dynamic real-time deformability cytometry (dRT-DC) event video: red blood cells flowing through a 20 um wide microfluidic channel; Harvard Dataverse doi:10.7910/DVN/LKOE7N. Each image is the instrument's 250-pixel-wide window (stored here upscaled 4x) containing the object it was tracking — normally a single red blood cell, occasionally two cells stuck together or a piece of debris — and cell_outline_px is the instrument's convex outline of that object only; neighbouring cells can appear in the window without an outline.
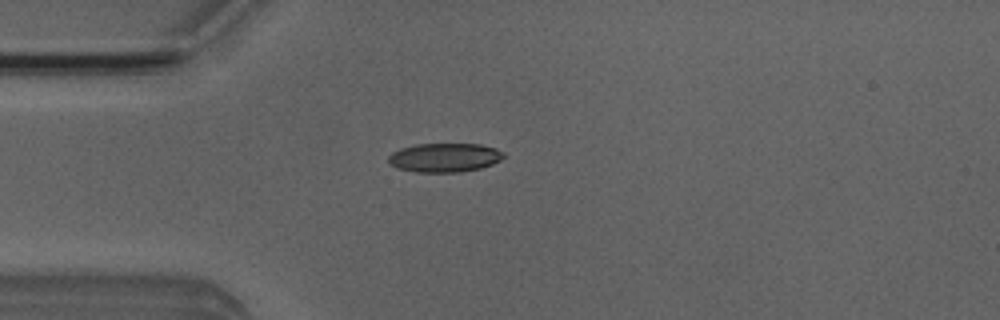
{"species": "Egyptian fruit bat (a non-hibernating species)", "species_latin": "Rousettus aegyptiacus", "temperature_condition": "room temperature", "stored_images_in_passage": 4, "camera_frame_rate_fps": 3000, "um_per_image_px": 0.085, "animal": {"sex": "male"}, "frame": {"image": 1, "passage_image": 3, "time_ms": 2.667, "image_size_px": [1000, 320], "cell_outline_px": [[504, 156], [500, 160], [492, 164], [480, 168], [460, 172], [416, 172], [396, 168], [388, 160], [388, 156], [392, 152], [400, 148], [416, 144], [480, 144], [496, 148], [504, 152]], "centroid_in_image_um": [37.78, 13.39], "position_along_channel_um": 47.2, "area_um2": 19.48}}